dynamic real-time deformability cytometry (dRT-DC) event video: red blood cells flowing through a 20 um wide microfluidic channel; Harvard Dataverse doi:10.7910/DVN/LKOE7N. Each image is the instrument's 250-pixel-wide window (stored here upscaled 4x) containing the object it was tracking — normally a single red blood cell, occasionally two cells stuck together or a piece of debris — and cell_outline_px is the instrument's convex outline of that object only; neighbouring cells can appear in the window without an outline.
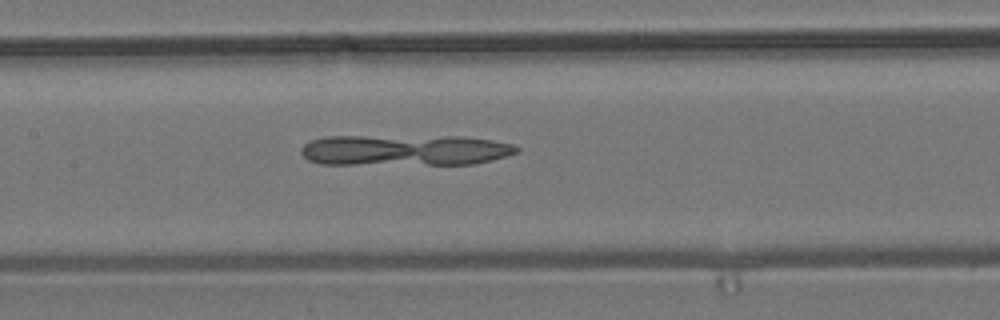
{"species": "common noctule bat (a hibernating species)", "species_latin": "Nyctalus noctula", "temperature_condition": "room temperature", "stored_images_in_passage": 7, "camera_frame_rate_fps": 3000, "um_per_image_px": 0.085, "animal": {"sex": "male", "body_mass_g": 19.2, "forearm_length_mm": 51.8}, "frame": {"image": 1, "passage_image": 7, "time_ms": 7.667, "image_size_px": [1000, 320], "cell_outline_px": [[520, 152], [492, 160], [472, 164], [320, 164], [308, 160], [300, 152], [304, 144], [312, 140], [328, 136], [464, 136], [492, 140], [512, 144], [520, 148]], "centroid_in_image_um": [34.43, 12.76], "position_along_channel_um": 173.0, "area_um2": 39.19}}